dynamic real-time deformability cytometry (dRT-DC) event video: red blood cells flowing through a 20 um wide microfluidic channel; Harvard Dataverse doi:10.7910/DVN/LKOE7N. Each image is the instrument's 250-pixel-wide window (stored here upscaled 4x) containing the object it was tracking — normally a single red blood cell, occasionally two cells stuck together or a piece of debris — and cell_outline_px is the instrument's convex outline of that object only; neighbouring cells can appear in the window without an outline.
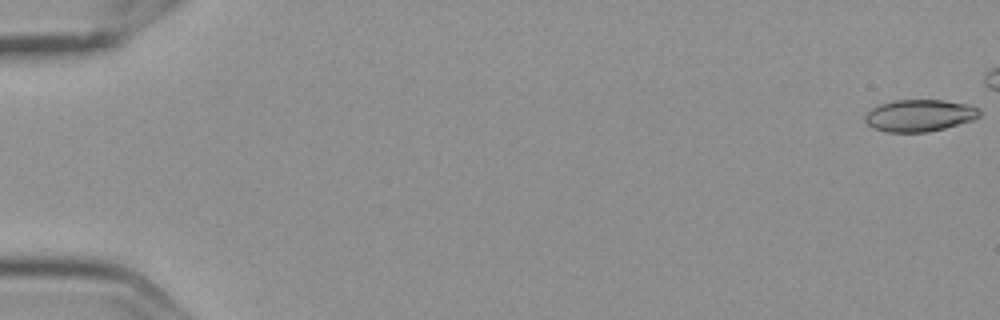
{"species": "Egyptian fruit bat (a non-hibernating species)", "species_latin": "Rousettus aegyptiacus", "temperature_condition": "cold", "stored_images_in_passage": 7, "camera_frame_rate_fps": 3000, "um_per_image_px": 0.085, "frame": {"image": 1, "passage_image": 1, "time_ms": 0.0, "image_size_px": [1000, 320], "cell_outline_px": [[980, 116], [972, 120], [944, 128], [928, 132], [884, 132], [872, 128], [864, 120], [864, 116], [872, 108], [880, 104], [892, 100], [944, 100], [968, 104], [976, 108], [980, 112]], "centroid_in_image_um": [78.12, 9.82], "position_along_channel_um": 6.9, "area_um2": 21.33}}
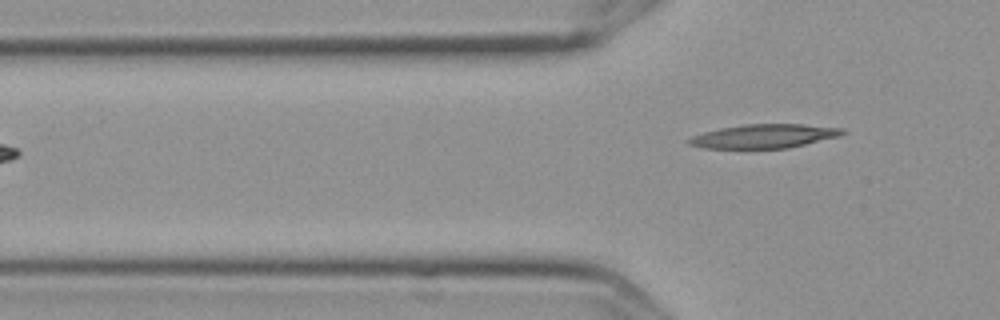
{"frame": {"image": 2, "passage_image": 7, "time_ms": 2.0, "image_size_px": [1000, 320], "cell_outline_px": [[848, 132], [840, 136], [788, 148], [704, 148], [688, 144], [688, 140], [692, 136], [704, 132], [720, 128], [744, 124], [804, 124], [844, 128]], "centroid_in_image_um": [65.0, 11.56], "position_along_channel_um": 60.8, "area_um2": 21.39}}